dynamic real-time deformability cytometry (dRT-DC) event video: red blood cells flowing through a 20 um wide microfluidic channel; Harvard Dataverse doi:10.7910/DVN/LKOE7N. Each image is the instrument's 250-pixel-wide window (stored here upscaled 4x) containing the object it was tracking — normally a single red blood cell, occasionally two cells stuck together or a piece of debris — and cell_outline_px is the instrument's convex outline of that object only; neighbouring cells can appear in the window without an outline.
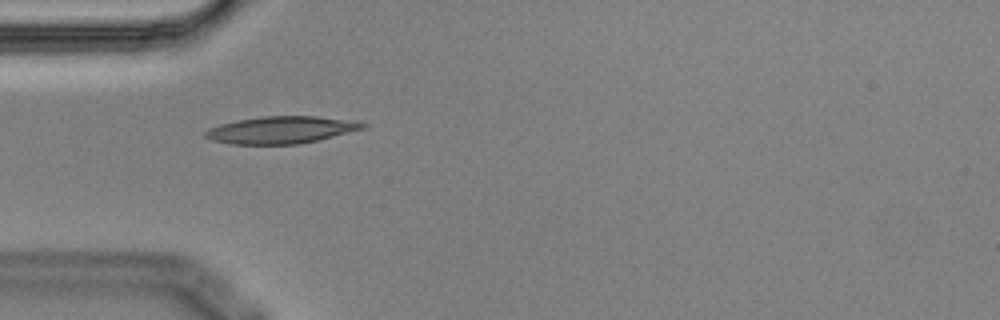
{"species": "Egyptian fruit bat (a non-hibernating species)", "species_latin": "Rousettus aegyptiacus", "temperature_condition": "cold", "stored_images_in_passage": 7, "camera_frame_rate_fps": 3000, "um_per_image_px": 0.085, "animal": {"sex": "male"}, "frame": {"image": 1, "passage_image": 4, "time_ms": 1.0, "image_size_px": [1000, 320], "cell_outline_px": [[368, 124], [364, 128], [300, 144], [228, 144], [212, 140], [204, 136], [204, 132], [208, 128], [220, 124], [236, 120], [264, 116], [316, 116], [356, 120]], "centroid_in_image_um": [23.87, 11.03], "position_along_channel_um": 61.1, "area_um2": 24.91}}
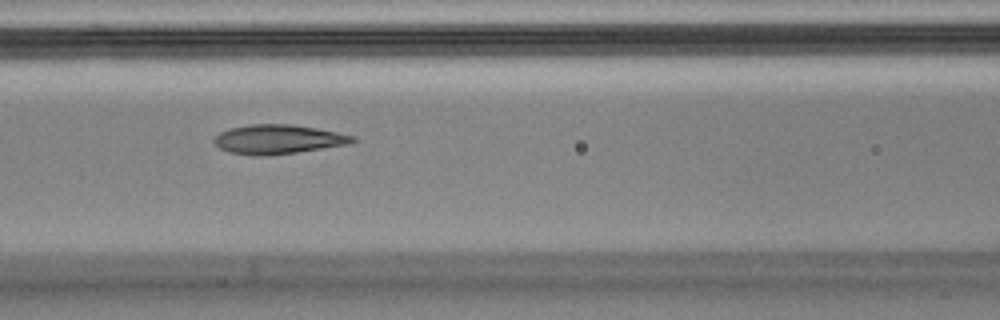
{"frame": {"image": 2, "passage_image": 6, "time_ms": 1.667, "image_size_px": [1000, 320], "cell_outline_px": [[356, 140], [348, 144], [296, 152], [264, 156], [256, 156], [228, 152], [220, 148], [212, 140], [220, 132], [232, 128], [248, 124], [292, 124], [316, 128], [356, 136]], "centroid_in_image_um": [23.62, 11.84], "position_along_channel_um": 143.0, "area_um2": 23.47}}
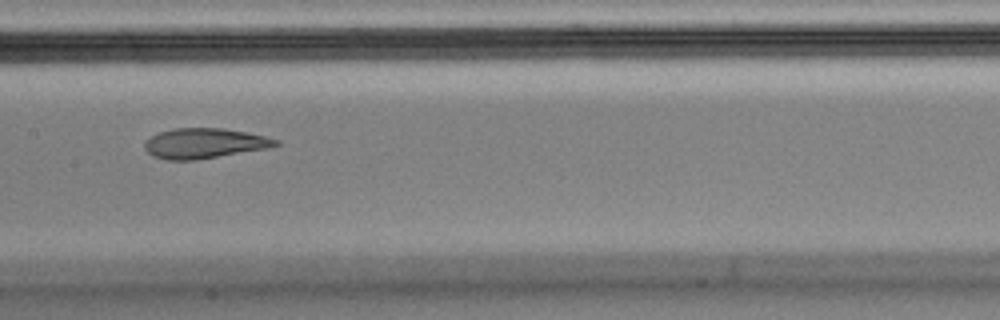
{"frame": {"image": 3, "passage_image": 7, "time_ms": 2.0, "image_size_px": [1000, 320], "cell_outline_px": [[280, 144], [268, 148], [196, 160], [168, 160], [152, 156], [144, 148], [144, 140], [160, 132], [172, 128], [224, 128], [248, 132], [280, 140]], "centroid_in_image_um": [17.36, 12.18], "position_along_channel_um": 190.0, "area_um2": 23.12}}